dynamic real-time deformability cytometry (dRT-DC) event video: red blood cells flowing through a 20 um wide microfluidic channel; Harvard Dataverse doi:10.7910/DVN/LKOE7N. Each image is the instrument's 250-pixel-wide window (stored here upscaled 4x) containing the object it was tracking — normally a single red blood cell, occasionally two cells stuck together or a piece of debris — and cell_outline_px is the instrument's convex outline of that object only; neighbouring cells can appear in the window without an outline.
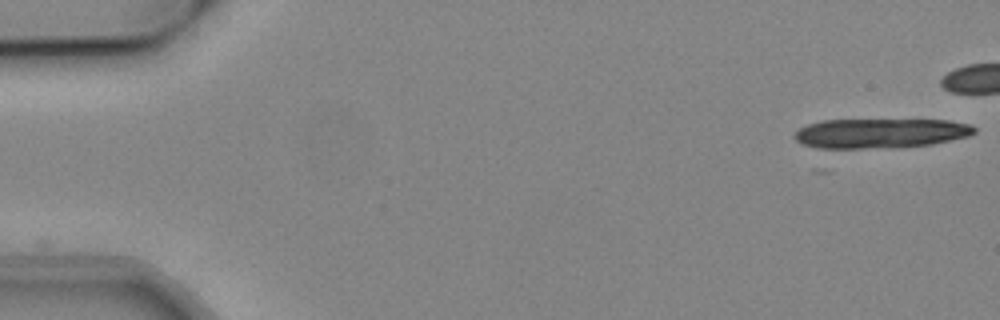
{"species": "common noctule bat (a hibernating species)", "species_latin": "Nyctalus noctula", "temperature_condition": "cold", "stored_images_in_passage": 23, "camera_frame_rate_fps": 3000, "um_per_image_px": 0.085, "animal": {"sex": "male", "body_mass_g": 19.2, "forearm_length_mm": 51.8}, "frame": {"image": 1, "passage_image": 1, "time_ms": 0.0, "image_size_px": [1000, 320], "cell_outline_px": [[976, 132], [968, 136], [932, 144], [892, 148], [816, 148], [800, 144], [792, 136], [800, 128], [808, 124], [824, 120], [948, 120], [968, 124], [976, 128]], "centroid_in_image_um": [74.8, 11.33], "position_along_channel_um": 10.2, "area_um2": 31.15}}